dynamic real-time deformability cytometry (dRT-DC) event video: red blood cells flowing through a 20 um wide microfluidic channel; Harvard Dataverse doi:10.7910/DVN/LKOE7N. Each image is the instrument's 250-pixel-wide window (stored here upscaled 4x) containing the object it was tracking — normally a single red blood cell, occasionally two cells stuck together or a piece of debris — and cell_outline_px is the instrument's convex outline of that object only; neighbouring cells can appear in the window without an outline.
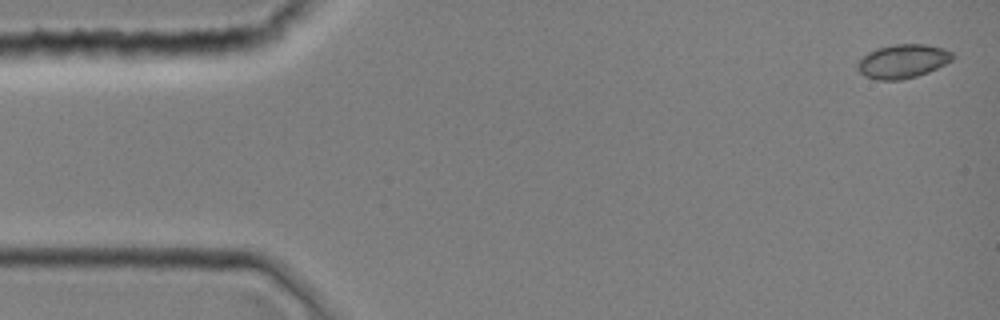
{"species": "common noctule bat (a hibernating species)", "species_latin": "Nyctalus noctula", "temperature_condition": "room temperature", "stored_images_in_passage": 10, "camera_frame_rate_fps": 3000, "um_per_image_px": 0.085, "animal": {"sex": "female", "body_mass_g": 19.0, "forearm_length_mm": 51.5}, "frame": {"image": 1, "passage_image": 1, "time_ms": 0.0, "image_size_px": [1000, 320], "cell_outline_px": [[956, 56], [952, 60], [928, 72], [916, 76], [900, 80], [876, 80], [864, 76], [856, 68], [856, 64], [868, 52], [876, 48], [896, 44], [924, 44], [944, 48], [952, 52]], "centroid_in_image_um": [76.72, 5.2], "position_along_channel_um": 8.3, "area_um2": 18.79}}
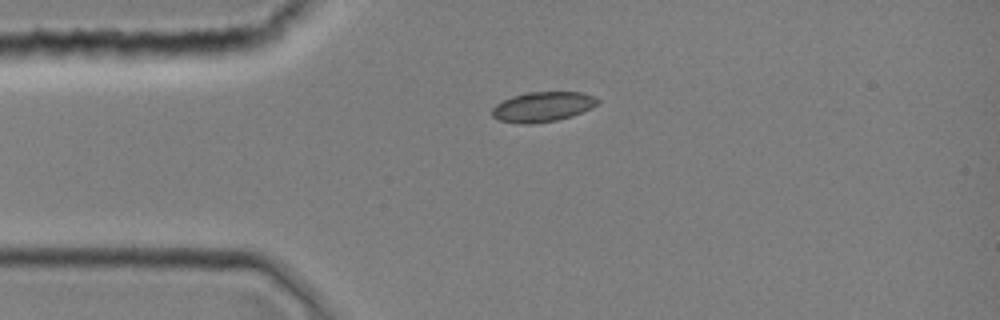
{"frame": {"image": 2, "passage_image": 9, "time_ms": 2.667, "image_size_px": [1000, 320], "cell_outline_px": [[600, 100], [596, 104], [572, 116], [556, 120], [528, 124], [520, 124], [500, 120], [492, 116], [492, 108], [496, 104], [512, 96], [528, 92], [580, 92], [596, 96]], "centroid_in_image_um": [46.1, 9.07], "position_along_channel_um": 38.9, "area_um2": 18.21}}